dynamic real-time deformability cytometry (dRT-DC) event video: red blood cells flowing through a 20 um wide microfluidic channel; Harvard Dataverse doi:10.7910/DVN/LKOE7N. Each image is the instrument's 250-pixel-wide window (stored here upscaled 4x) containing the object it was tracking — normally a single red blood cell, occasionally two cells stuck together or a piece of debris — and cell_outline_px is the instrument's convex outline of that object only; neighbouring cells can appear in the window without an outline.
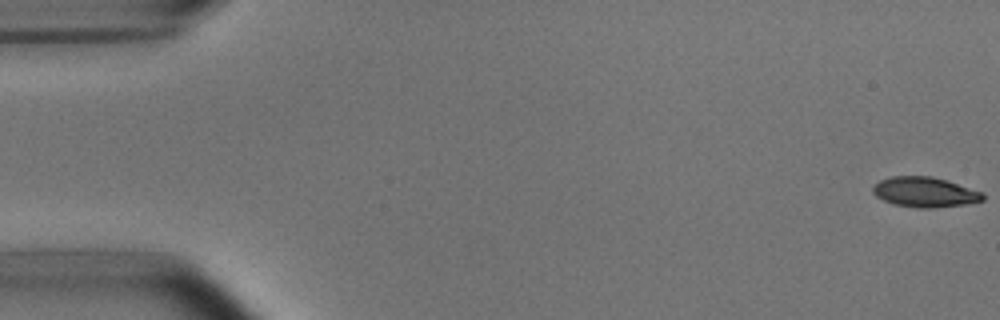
{"species": "common noctule bat (a hibernating species)", "species_latin": "Nyctalus noctula", "temperature_condition": "room temperature", "stored_images_in_passage": 53, "camera_frame_rate_fps": 3000, "um_per_image_px": 0.085, "animal": {"sex": "male", "body_mass_g": 15.6}, "frame": {"image": 1, "passage_image": 1, "time_ms": 0.0, "image_size_px": [1000, 320], "cell_outline_px": [[984, 200], [968, 204], [932, 208], [916, 208], [896, 204], [884, 200], [876, 196], [872, 192], [872, 188], [880, 180], [892, 176], [932, 176], [948, 180], [984, 192]], "centroid_in_image_um": [78.66, 16.32], "position_along_channel_um": 6.3, "area_um2": 19.42}}
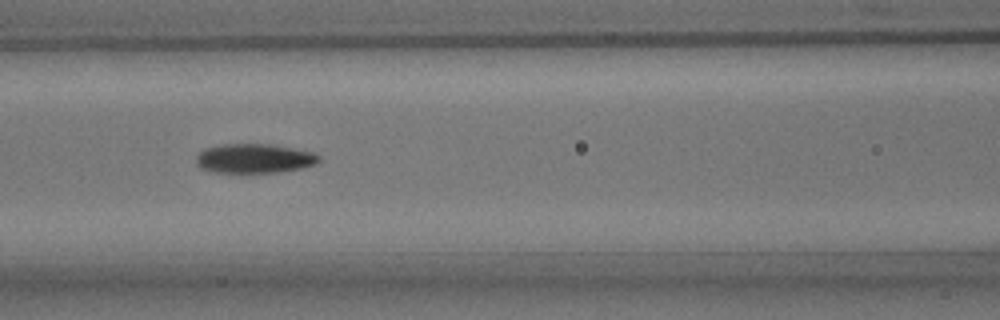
{"frame": {"image": 2, "passage_image": 23, "time_ms": 7.333, "image_size_px": [1000, 320], "cell_outline_px": [[320, 160], [316, 164], [300, 168], [280, 172], [212, 172], [200, 168], [196, 164], [196, 156], [204, 148], [224, 144], [268, 144], [292, 148], [312, 152], [320, 156]], "centroid_in_image_um": [21.59, 13.47], "position_along_channel_um": 145.0, "area_um2": 20.92}}
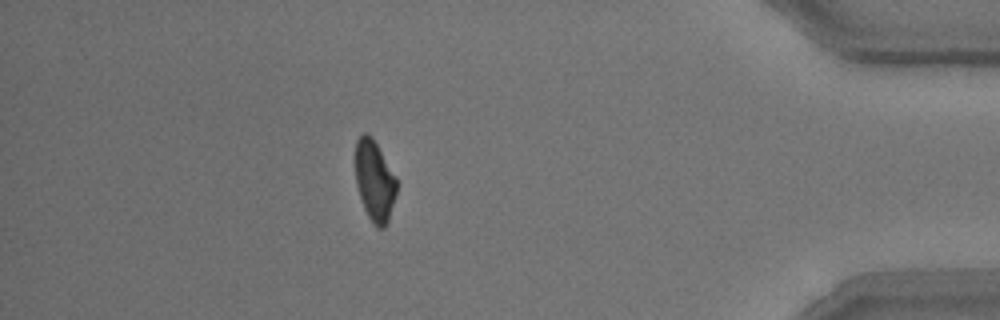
{"frame": {"image": 3, "passage_image": 47, "time_ms": 15.333, "image_size_px": [1000, 320], "cell_outline_px": [[396, 192], [388, 224], [384, 228], [376, 228], [372, 224], [364, 208], [356, 184], [356, 140], [364, 132], [368, 132], [372, 136], [396, 176]], "centroid_in_image_um": [31.84, 15.38], "position_along_channel_um": 403.4, "area_um2": 19.48}, "authors_computed_cell_mechanics": {"area_um2": 20.4612, "velocity_mm_per_s": 3.795, "shape_relaxation_time_tau1_ms": 3.261, "shape_relaxation_time_tau2_ms": 5.764, "deformation_change_tau1": 0.127, "deformation_change_tau2": 0.1032}}